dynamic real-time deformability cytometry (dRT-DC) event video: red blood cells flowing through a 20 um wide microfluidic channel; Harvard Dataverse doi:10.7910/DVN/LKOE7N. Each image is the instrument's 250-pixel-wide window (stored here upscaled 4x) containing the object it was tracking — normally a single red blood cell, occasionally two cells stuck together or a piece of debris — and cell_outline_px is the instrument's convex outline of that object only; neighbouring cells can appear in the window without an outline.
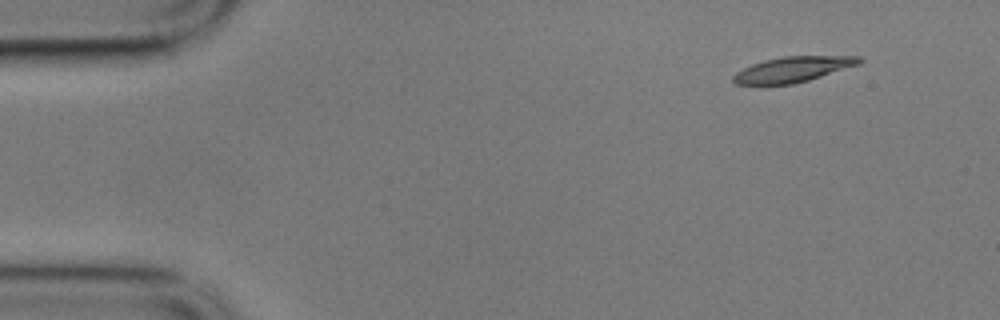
{"species": "common noctule bat (a hibernating species)", "species_latin": "Nyctalus noctula", "temperature_condition": "cold", "stored_images_in_passage": 5, "camera_frame_rate_fps": 3000, "um_per_image_px": 0.085, "animal": {"sex": "male", "body_mass_g": 17.9}, "frame": {"image": 1, "passage_image": 1, "time_ms": 0.0, "image_size_px": [1000, 320], "cell_outline_px": [[864, 60], [860, 64], [808, 80], [792, 84], [760, 88], [736, 84], [732, 80], [732, 76], [736, 72], [752, 64], [764, 60], [784, 56], [860, 56]], "centroid_in_image_um": [67.3, 5.94], "position_along_channel_um": 17.7, "area_um2": 19.31}}
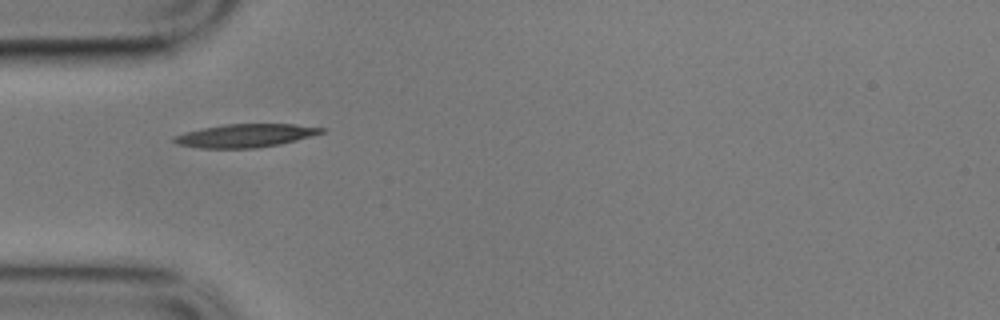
{"frame": {"image": 2, "passage_image": 4, "time_ms": 1.0, "image_size_px": [1000, 320], "cell_outline_px": [[324, 132], [296, 140], [280, 144], [256, 148], [200, 148], [176, 144], [172, 140], [172, 136], [184, 132], [200, 128], [224, 124], [292, 124], [324, 128]], "centroid_in_image_um": [20.78, 11.52], "position_along_channel_um": 64.2, "area_um2": 20.0}}